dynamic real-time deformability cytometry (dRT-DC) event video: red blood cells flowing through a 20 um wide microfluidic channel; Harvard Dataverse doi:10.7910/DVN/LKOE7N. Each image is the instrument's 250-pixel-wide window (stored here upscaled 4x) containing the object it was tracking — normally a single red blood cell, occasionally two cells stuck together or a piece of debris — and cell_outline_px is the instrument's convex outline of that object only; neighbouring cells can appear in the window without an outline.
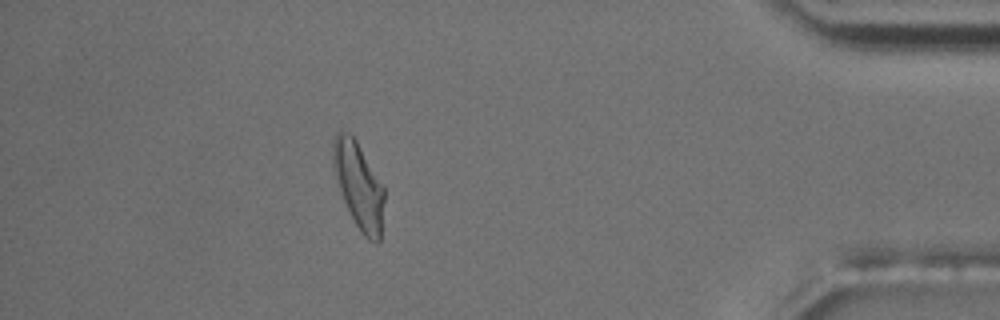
{"species": "common noctule bat (a hibernating species)", "species_latin": "Nyctalus noctula", "temperature_condition": "room temperature", "stored_images_in_passage": 46, "camera_frame_rate_fps": 3000, "um_per_image_px": 0.085, "animal": {"sex": "male", "body_mass_g": 17.5, "forearm_length_mm": 52.3}, "frame": {"image": 1, "passage_image": 40, "time_ms": 13.0, "image_size_px": [1000, 320], "cell_outline_px": [[384, 200], [380, 240], [376, 244], [368, 240], [360, 232], [340, 192], [332, 164], [332, 140], [336, 132], [340, 128], [348, 132], [356, 140], [384, 188]], "centroid_in_image_um": [30.46, 15.73], "position_along_channel_um": 404.7, "area_um2": 25.66}, "authors_computed_cell_mechanics": {"area_um2": 23.2645, "velocity_mm_per_s": 3.674, "shape_relaxation_time_tau1_ms": 9.2707, "shape_relaxation_time_tau2_ms": 2.1272, "deformation_change_tau1": 0.225, "deformation_change_tau2": 0.0864}}